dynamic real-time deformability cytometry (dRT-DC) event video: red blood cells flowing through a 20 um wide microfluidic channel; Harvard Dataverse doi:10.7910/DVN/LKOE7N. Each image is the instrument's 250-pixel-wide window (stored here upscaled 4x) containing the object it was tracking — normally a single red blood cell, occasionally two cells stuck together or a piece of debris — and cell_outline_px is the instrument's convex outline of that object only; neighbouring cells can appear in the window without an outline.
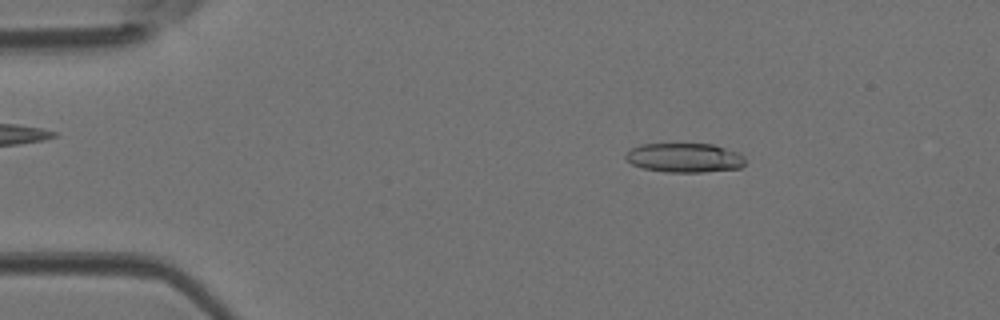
{"species": "Egyptian fruit bat (a non-hibernating species)", "species_latin": "Rousettus aegyptiacus", "temperature_condition": "room temperature", "stored_images_in_passage": 44, "camera_frame_rate_fps": 3000, "um_per_image_px": 0.085, "animal": {"sex": "female"}, "frame": {"image": 1, "passage_image": 7, "time_ms": 2.0, "image_size_px": [1000, 320], "cell_outline_px": [[744, 164], [740, 168], [700, 172], [664, 172], [644, 168], [632, 164], [624, 156], [632, 148], [640, 144], [712, 144], [740, 152], [744, 156]], "centroid_in_image_um": [58.21, 13.4], "position_along_channel_um": 26.8, "area_um2": 20.35}}
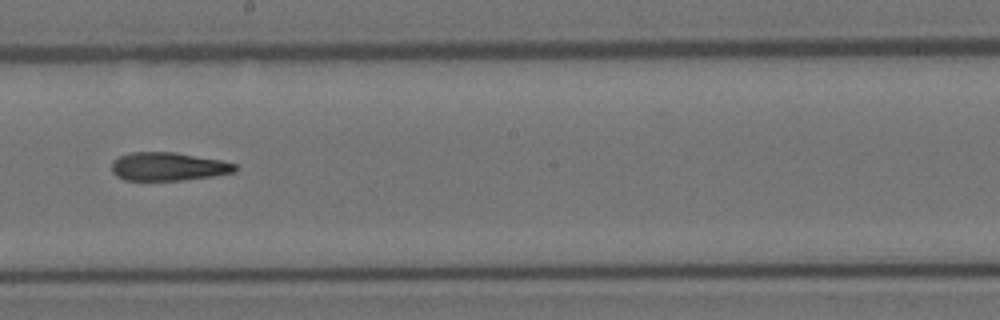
{"frame": {"image": 2, "passage_image": 25, "time_ms": 8.0, "image_size_px": [1000, 320], "cell_outline_px": [[236, 172], [212, 176], [184, 180], [124, 180], [116, 176], [112, 172], [112, 160], [120, 156], [132, 152], [176, 152], [220, 160], [236, 164]], "centroid_in_image_um": [14.28, 14.16], "position_along_channel_um": 233.9, "area_um2": 20.4}}
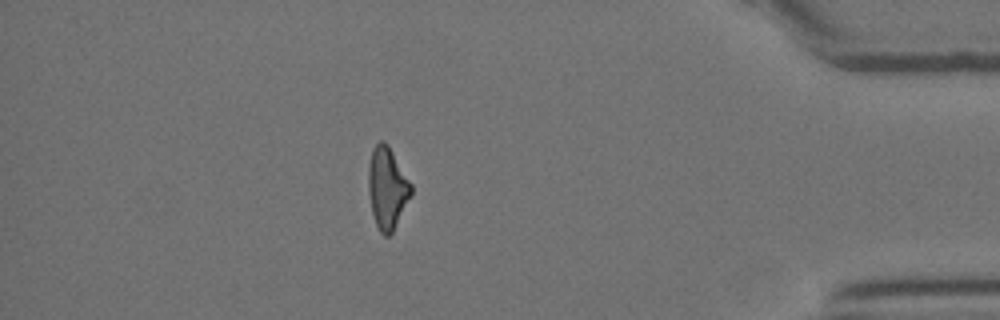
{"frame": {"image": 3, "passage_image": 39, "time_ms": 12.667, "image_size_px": [1000, 320], "cell_outline_px": [[412, 196], [392, 232], [388, 236], [384, 236], [380, 232], [376, 224], [372, 212], [368, 192], [368, 168], [372, 148], [380, 140], [384, 140], [388, 144], [412, 184]], "centroid_in_image_um": [32.92, 15.96], "position_along_channel_um": 402.3, "area_um2": 20.52}}